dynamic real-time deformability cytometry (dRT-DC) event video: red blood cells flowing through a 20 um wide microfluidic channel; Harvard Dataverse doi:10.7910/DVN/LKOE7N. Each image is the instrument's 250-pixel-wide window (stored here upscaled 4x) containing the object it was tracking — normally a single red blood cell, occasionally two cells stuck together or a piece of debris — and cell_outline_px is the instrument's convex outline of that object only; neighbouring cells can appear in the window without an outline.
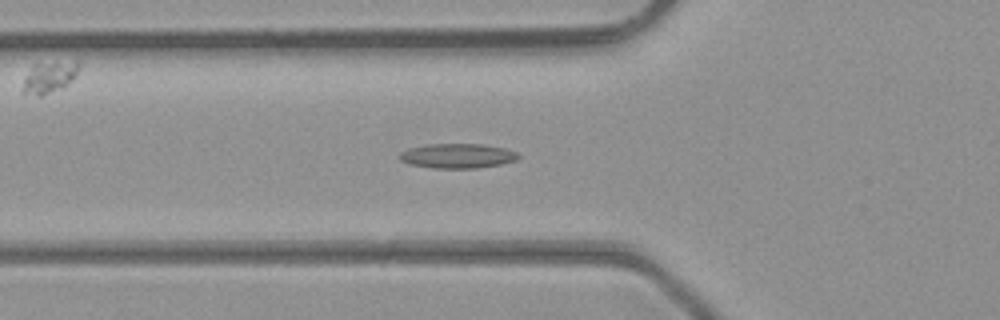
{"species": "common noctule bat (a hibernating species)", "species_latin": "Nyctalus noctula", "temperature_condition": "room temperature", "stored_images_in_passage": 33, "camera_frame_rate_fps": 3000, "um_per_image_px": 0.085, "animal": {"sex": "male", "body_mass_g": 23.1, "forearm_length_mm": 52.7}, "frame": {"image": 1, "passage_image": 2, "time_ms": 0.333, "image_size_px": [1000, 320], "cell_outline_px": [[520, 156], [516, 160], [500, 164], [476, 168], [432, 168], [408, 164], [400, 160], [400, 152], [408, 148], [428, 144], [484, 144], [504, 148], [516, 152]], "centroid_in_image_um": [38.86, 13.25], "position_along_channel_um": 86.9, "area_um2": 17.05}}
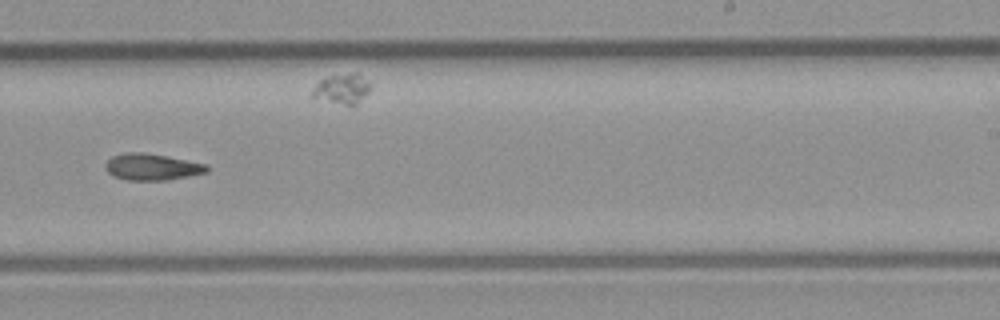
{"frame": {"image": 2, "passage_image": 15, "time_ms": 4.667, "image_size_px": [1000, 320], "cell_outline_px": [[208, 172], [168, 180], [128, 180], [112, 176], [108, 172], [104, 164], [112, 156], [124, 152], [144, 152], [208, 164]], "centroid_in_image_um": [12.9, 14.18], "position_along_channel_um": 276.1, "area_um2": 15.72}}
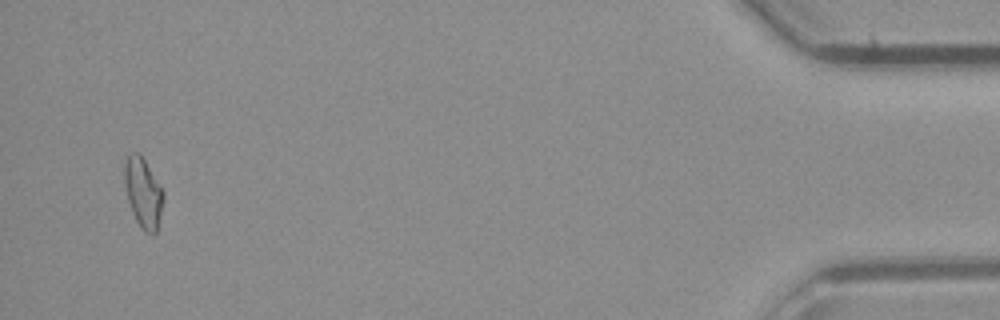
{"frame": {"image": 3, "passage_image": 31, "time_ms": 10.0, "image_size_px": [1000, 320], "cell_outline_px": [[164, 196], [156, 232], [152, 236], [144, 232], [140, 228], [132, 212], [128, 200], [124, 184], [124, 164], [128, 156], [132, 152], [140, 152], [164, 192]], "centroid_in_image_um": [12.16, 16.39], "position_along_channel_um": 423.0, "area_um2": 15.84}}